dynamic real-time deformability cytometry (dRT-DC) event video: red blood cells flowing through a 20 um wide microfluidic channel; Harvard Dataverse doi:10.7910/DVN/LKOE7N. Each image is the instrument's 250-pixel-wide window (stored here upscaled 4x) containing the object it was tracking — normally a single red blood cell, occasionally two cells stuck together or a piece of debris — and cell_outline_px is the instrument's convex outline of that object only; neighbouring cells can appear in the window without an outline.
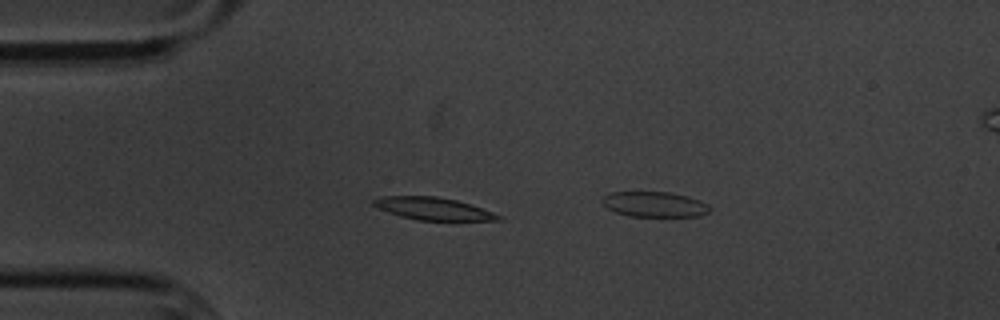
{"species": "common noctule bat (a hibernating species)", "species_latin": "Nyctalus noctula", "temperature_condition": "cold", "stored_images_in_passage": 5, "camera_frame_rate_fps": 3000, "um_per_image_px": 0.085, "animal": {"sex": "male", "body_mass_g": 20.1, "forearm_length_mm": 53.5}, "frame": {"image": 1, "passage_image": 4, "time_ms": 4.333, "image_size_px": [1000, 320], "cell_outline_px": [[504, 216], [500, 220], [416, 220], [400, 216], [376, 208], [372, 204], [372, 200], [380, 196], [436, 196], [456, 200]], "centroid_in_image_um": [36.75, 17.73], "position_along_channel_um": 48.2, "area_um2": 16.24}}